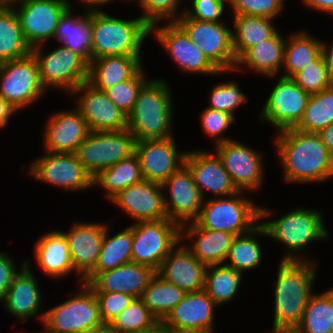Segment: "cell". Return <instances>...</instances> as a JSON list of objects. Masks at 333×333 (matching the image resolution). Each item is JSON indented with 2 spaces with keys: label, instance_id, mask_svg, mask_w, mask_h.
<instances>
[{
  "label": "cell",
  "instance_id": "cell-1",
  "mask_svg": "<svg viewBox=\"0 0 333 333\" xmlns=\"http://www.w3.org/2000/svg\"><path fill=\"white\" fill-rule=\"evenodd\" d=\"M274 141L286 183H324L333 177V155L317 133L290 128Z\"/></svg>",
  "mask_w": 333,
  "mask_h": 333
},
{
  "label": "cell",
  "instance_id": "cell-2",
  "mask_svg": "<svg viewBox=\"0 0 333 333\" xmlns=\"http://www.w3.org/2000/svg\"><path fill=\"white\" fill-rule=\"evenodd\" d=\"M317 265L313 261H281L278 264L270 333H293L299 326L308 299L314 292Z\"/></svg>",
  "mask_w": 333,
  "mask_h": 333
},
{
  "label": "cell",
  "instance_id": "cell-3",
  "mask_svg": "<svg viewBox=\"0 0 333 333\" xmlns=\"http://www.w3.org/2000/svg\"><path fill=\"white\" fill-rule=\"evenodd\" d=\"M167 80L149 79L139 91L135 105L127 116V129L136 141L174 136L173 95Z\"/></svg>",
  "mask_w": 333,
  "mask_h": 333
},
{
  "label": "cell",
  "instance_id": "cell-4",
  "mask_svg": "<svg viewBox=\"0 0 333 333\" xmlns=\"http://www.w3.org/2000/svg\"><path fill=\"white\" fill-rule=\"evenodd\" d=\"M150 26L139 16L119 19L102 11L91 12V59L104 56H142Z\"/></svg>",
  "mask_w": 333,
  "mask_h": 333
},
{
  "label": "cell",
  "instance_id": "cell-5",
  "mask_svg": "<svg viewBox=\"0 0 333 333\" xmlns=\"http://www.w3.org/2000/svg\"><path fill=\"white\" fill-rule=\"evenodd\" d=\"M323 216L317 209L298 207L278 219L261 222L260 225L265 229L267 237L286 246L287 251L281 261L316 262L306 253L303 254V251L311 242L327 240L329 232L325 228Z\"/></svg>",
  "mask_w": 333,
  "mask_h": 333
},
{
  "label": "cell",
  "instance_id": "cell-6",
  "mask_svg": "<svg viewBox=\"0 0 333 333\" xmlns=\"http://www.w3.org/2000/svg\"><path fill=\"white\" fill-rule=\"evenodd\" d=\"M245 192L227 197L205 199L198 217L193 221L198 227L226 231L235 236L251 232L260 222L273 214V211L256 205Z\"/></svg>",
  "mask_w": 333,
  "mask_h": 333
},
{
  "label": "cell",
  "instance_id": "cell-7",
  "mask_svg": "<svg viewBox=\"0 0 333 333\" xmlns=\"http://www.w3.org/2000/svg\"><path fill=\"white\" fill-rule=\"evenodd\" d=\"M77 293L45 311L43 327L46 333H86L104 327L95 293L84 283Z\"/></svg>",
  "mask_w": 333,
  "mask_h": 333
},
{
  "label": "cell",
  "instance_id": "cell-8",
  "mask_svg": "<svg viewBox=\"0 0 333 333\" xmlns=\"http://www.w3.org/2000/svg\"><path fill=\"white\" fill-rule=\"evenodd\" d=\"M31 53L36 59L39 79L46 91L57 88L70 95L88 79L89 63L63 45L48 53L40 45L32 48Z\"/></svg>",
  "mask_w": 333,
  "mask_h": 333
},
{
  "label": "cell",
  "instance_id": "cell-9",
  "mask_svg": "<svg viewBox=\"0 0 333 333\" xmlns=\"http://www.w3.org/2000/svg\"><path fill=\"white\" fill-rule=\"evenodd\" d=\"M132 262L157 271L181 240V226L168 218L132 224Z\"/></svg>",
  "mask_w": 333,
  "mask_h": 333
},
{
  "label": "cell",
  "instance_id": "cell-10",
  "mask_svg": "<svg viewBox=\"0 0 333 333\" xmlns=\"http://www.w3.org/2000/svg\"><path fill=\"white\" fill-rule=\"evenodd\" d=\"M176 23L219 72L234 71L237 60L232 45V28L223 21H199L185 14Z\"/></svg>",
  "mask_w": 333,
  "mask_h": 333
},
{
  "label": "cell",
  "instance_id": "cell-11",
  "mask_svg": "<svg viewBox=\"0 0 333 333\" xmlns=\"http://www.w3.org/2000/svg\"><path fill=\"white\" fill-rule=\"evenodd\" d=\"M136 139L128 129L123 131H91L75 154L86 171L95 177L101 170L135 153Z\"/></svg>",
  "mask_w": 333,
  "mask_h": 333
},
{
  "label": "cell",
  "instance_id": "cell-12",
  "mask_svg": "<svg viewBox=\"0 0 333 333\" xmlns=\"http://www.w3.org/2000/svg\"><path fill=\"white\" fill-rule=\"evenodd\" d=\"M44 93L32 53L0 63V96L17 111L36 103Z\"/></svg>",
  "mask_w": 333,
  "mask_h": 333
},
{
  "label": "cell",
  "instance_id": "cell-13",
  "mask_svg": "<svg viewBox=\"0 0 333 333\" xmlns=\"http://www.w3.org/2000/svg\"><path fill=\"white\" fill-rule=\"evenodd\" d=\"M278 78L259 113L258 120L267 121L280 132L298 126L310 94L292 78Z\"/></svg>",
  "mask_w": 333,
  "mask_h": 333
},
{
  "label": "cell",
  "instance_id": "cell-14",
  "mask_svg": "<svg viewBox=\"0 0 333 333\" xmlns=\"http://www.w3.org/2000/svg\"><path fill=\"white\" fill-rule=\"evenodd\" d=\"M28 172L34 180L57 186L61 190L80 191L93 187L92 176L75 153L45 151V155L30 164Z\"/></svg>",
  "mask_w": 333,
  "mask_h": 333
},
{
  "label": "cell",
  "instance_id": "cell-15",
  "mask_svg": "<svg viewBox=\"0 0 333 333\" xmlns=\"http://www.w3.org/2000/svg\"><path fill=\"white\" fill-rule=\"evenodd\" d=\"M71 0H22L13 7L27 44L32 48L52 40Z\"/></svg>",
  "mask_w": 333,
  "mask_h": 333
},
{
  "label": "cell",
  "instance_id": "cell-16",
  "mask_svg": "<svg viewBox=\"0 0 333 333\" xmlns=\"http://www.w3.org/2000/svg\"><path fill=\"white\" fill-rule=\"evenodd\" d=\"M214 152L221 159L238 191L255 192L262 188L265 159L259 150L231 138L215 145Z\"/></svg>",
  "mask_w": 333,
  "mask_h": 333
},
{
  "label": "cell",
  "instance_id": "cell-17",
  "mask_svg": "<svg viewBox=\"0 0 333 333\" xmlns=\"http://www.w3.org/2000/svg\"><path fill=\"white\" fill-rule=\"evenodd\" d=\"M152 34L181 71L205 74V76L223 74L209 62L200 48L176 22H165L162 26L154 24L150 26V35Z\"/></svg>",
  "mask_w": 333,
  "mask_h": 333
},
{
  "label": "cell",
  "instance_id": "cell-18",
  "mask_svg": "<svg viewBox=\"0 0 333 333\" xmlns=\"http://www.w3.org/2000/svg\"><path fill=\"white\" fill-rule=\"evenodd\" d=\"M77 96L76 108L87 122L90 131H123L127 129V115L107 96L87 81L79 85L71 94Z\"/></svg>",
  "mask_w": 333,
  "mask_h": 333
},
{
  "label": "cell",
  "instance_id": "cell-19",
  "mask_svg": "<svg viewBox=\"0 0 333 333\" xmlns=\"http://www.w3.org/2000/svg\"><path fill=\"white\" fill-rule=\"evenodd\" d=\"M161 185L163 191L167 189L169 192L167 199L164 194L167 218L180 226L193 222L199 215L204 199L194 182L189 167L183 164Z\"/></svg>",
  "mask_w": 333,
  "mask_h": 333
},
{
  "label": "cell",
  "instance_id": "cell-20",
  "mask_svg": "<svg viewBox=\"0 0 333 333\" xmlns=\"http://www.w3.org/2000/svg\"><path fill=\"white\" fill-rule=\"evenodd\" d=\"M135 154L145 180L162 184L183 164L187 151L179 152L173 136L136 141Z\"/></svg>",
  "mask_w": 333,
  "mask_h": 333
},
{
  "label": "cell",
  "instance_id": "cell-21",
  "mask_svg": "<svg viewBox=\"0 0 333 333\" xmlns=\"http://www.w3.org/2000/svg\"><path fill=\"white\" fill-rule=\"evenodd\" d=\"M218 305L204 291L186 292L183 299L160 322L168 331L213 333Z\"/></svg>",
  "mask_w": 333,
  "mask_h": 333
},
{
  "label": "cell",
  "instance_id": "cell-22",
  "mask_svg": "<svg viewBox=\"0 0 333 333\" xmlns=\"http://www.w3.org/2000/svg\"><path fill=\"white\" fill-rule=\"evenodd\" d=\"M160 183L144 180L131 185L110 200L135 221L166 219L164 194Z\"/></svg>",
  "mask_w": 333,
  "mask_h": 333
},
{
  "label": "cell",
  "instance_id": "cell-23",
  "mask_svg": "<svg viewBox=\"0 0 333 333\" xmlns=\"http://www.w3.org/2000/svg\"><path fill=\"white\" fill-rule=\"evenodd\" d=\"M185 164L191 170L194 182L204 200L206 199L204 192L212 193L216 196L215 198L227 197L239 192L214 151L187 150Z\"/></svg>",
  "mask_w": 333,
  "mask_h": 333
},
{
  "label": "cell",
  "instance_id": "cell-24",
  "mask_svg": "<svg viewBox=\"0 0 333 333\" xmlns=\"http://www.w3.org/2000/svg\"><path fill=\"white\" fill-rule=\"evenodd\" d=\"M106 225L100 222H76L66 233L71 261L79 283L95 268Z\"/></svg>",
  "mask_w": 333,
  "mask_h": 333
},
{
  "label": "cell",
  "instance_id": "cell-25",
  "mask_svg": "<svg viewBox=\"0 0 333 333\" xmlns=\"http://www.w3.org/2000/svg\"><path fill=\"white\" fill-rule=\"evenodd\" d=\"M155 274L146 265L129 262L99 274H88L83 283L93 292H121L140 298Z\"/></svg>",
  "mask_w": 333,
  "mask_h": 333
},
{
  "label": "cell",
  "instance_id": "cell-26",
  "mask_svg": "<svg viewBox=\"0 0 333 333\" xmlns=\"http://www.w3.org/2000/svg\"><path fill=\"white\" fill-rule=\"evenodd\" d=\"M25 261L26 265L15 276L0 302L12 317L19 318L22 323L37 316L40 322H43L45 311H42L43 296L40 285L29 264L30 259L27 258Z\"/></svg>",
  "mask_w": 333,
  "mask_h": 333
},
{
  "label": "cell",
  "instance_id": "cell-27",
  "mask_svg": "<svg viewBox=\"0 0 333 333\" xmlns=\"http://www.w3.org/2000/svg\"><path fill=\"white\" fill-rule=\"evenodd\" d=\"M48 118L44 125L43 143L45 151L51 153H75L91 132L76 108L53 112Z\"/></svg>",
  "mask_w": 333,
  "mask_h": 333
},
{
  "label": "cell",
  "instance_id": "cell-28",
  "mask_svg": "<svg viewBox=\"0 0 333 333\" xmlns=\"http://www.w3.org/2000/svg\"><path fill=\"white\" fill-rule=\"evenodd\" d=\"M181 243L182 240L168 253L156 274L185 292L204 290L207 266Z\"/></svg>",
  "mask_w": 333,
  "mask_h": 333
},
{
  "label": "cell",
  "instance_id": "cell-29",
  "mask_svg": "<svg viewBox=\"0 0 333 333\" xmlns=\"http://www.w3.org/2000/svg\"><path fill=\"white\" fill-rule=\"evenodd\" d=\"M235 237L226 231L198 227L194 222L181 226V240L192 239L191 245L185 244L186 247L207 267L226 262Z\"/></svg>",
  "mask_w": 333,
  "mask_h": 333
},
{
  "label": "cell",
  "instance_id": "cell-30",
  "mask_svg": "<svg viewBox=\"0 0 333 333\" xmlns=\"http://www.w3.org/2000/svg\"><path fill=\"white\" fill-rule=\"evenodd\" d=\"M285 39L278 30L271 38L249 48L237 59L234 71H244L246 67L245 70L262 76H278L284 64Z\"/></svg>",
  "mask_w": 333,
  "mask_h": 333
},
{
  "label": "cell",
  "instance_id": "cell-31",
  "mask_svg": "<svg viewBox=\"0 0 333 333\" xmlns=\"http://www.w3.org/2000/svg\"><path fill=\"white\" fill-rule=\"evenodd\" d=\"M34 247L36 264L45 275L60 280L75 272L67 239L61 231L47 232L39 237Z\"/></svg>",
  "mask_w": 333,
  "mask_h": 333
},
{
  "label": "cell",
  "instance_id": "cell-32",
  "mask_svg": "<svg viewBox=\"0 0 333 333\" xmlns=\"http://www.w3.org/2000/svg\"><path fill=\"white\" fill-rule=\"evenodd\" d=\"M142 56H104L91 59L88 79L95 88L106 89L133 78L142 68Z\"/></svg>",
  "mask_w": 333,
  "mask_h": 333
},
{
  "label": "cell",
  "instance_id": "cell-33",
  "mask_svg": "<svg viewBox=\"0 0 333 333\" xmlns=\"http://www.w3.org/2000/svg\"><path fill=\"white\" fill-rule=\"evenodd\" d=\"M71 6L61 16L53 39L59 44L81 55L88 63L91 61V12L83 15L73 13ZM74 14V15H73Z\"/></svg>",
  "mask_w": 333,
  "mask_h": 333
},
{
  "label": "cell",
  "instance_id": "cell-34",
  "mask_svg": "<svg viewBox=\"0 0 333 333\" xmlns=\"http://www.w3.org/2000/svg\"><path fill=\"white\" fill-rule=\"evenodd\" d=\"M232 45L236 60L249 48L271 38L278 29L267 17L232 14Z\"/></svg>",
  "mask_w": 333,
  "mask_h": 333
},
{
  "label": "cell",
  "instance_id": "cell-35",
  "mask_svg": "<svg viewBox=\"0 0 333 333\" xmlns=\"http://www.w3.org/2000/svg\"><path fill=\"white\" fill-rule=\"evenodd\" d=\"M138 156L120 160L107 169L101 170L93 177V186H100L106 191L107 200H111L125 188L144 181Z\"/></svg>",
  "mask_w": 333,
  "mask_h": 333
},
{
  "label": "cell",
  "instance_id": "cell-36",
  "mask_svg": "<svg viewBox=\"0 0 333 333\" xmlns=\"http://www.w3.org/2000/svg\"><path fill=\"white\" fill-rule=\"evenodd\" d=\"M307 32H295L286 38L282 68L285 73L281 76L292 78L322 52L323 42Z\"/></svg>",
  "mask_w": 333,
  "mask_h": 333
},
{
  "label": "cell",
  "instance_id": "cell-37",
  "mask_svg": "<svg viewBox=\"0 0 333 333\" xmlns=\"http://www.w3.org/2000/svg\"><path fill=\"white\" fill-rule=\"evenodd\" d=\"M110 231L106 225L98 261L89 274H99L132 262V225L111 237Z\"/></svg>",
  "mask_w": 333,
  "mask_h": 333
},
{
  "label": "cell",
  "instance_id": "cell-38",
  "mask_svg": "<svg viewBox=\"0 0 333 333\" xmlns=\"http://www.w3.org/2000/svg\"><path fill=\"white\" fill-rule=\"evenodd\" d=\"M333 330V288L312 293L302 320L293 333H330Z\"/></svg>",
  "mask_w": 333,
  "mask_h": 333
},
{
  "label": "cell",
  "instance_id": "cell-39",
  "mask_svg": "<svg viewBox=\"0 0 333 333\" xmlns=\"http://www.w3.org/2000/svg\"><path fill=\"white\" fill-rule=\"evenodd\" d=\"M13 7H0V63L31 53Z\"/></svg>",
  "mask_w": 333,
  "mask_h": 333
},
{
  "label": "cell",
  "instance_id": "cell-40",
  "mask_svg": "<svg viewBox=\"0 0 333 333\" xmlns=\"http://www.w3.org/2000/svg\"><path fill=\"white\" fill-rule=\"evenodd\" d=\"M265 236V229L259 224L251 232L236 236L230 247L228 257L224 263L226 266L243 273L260 266L262 261V249L256 236Z\"/></svg>",
  "mask_w": 333,
  "mask_h": 333
},
{
  "label": "cell",
  "instance_id": "cell-41",
  "mask_svg": "<svg viewBox=\"0 0 333 333\" xmlns=\"http://www.w3.org/2000/svg\"><path fill=\"white\" fill-rule=\"evenodd\" d=\"M185 291L155 274L140 297L149 311L161 322L183 299Z\"/></svg>",
  "mask_w": 333,
  "mask_h": 333
},
{
  "label": "cell",
  "instance_id": "cell-42",
  "mask_svg": "<svg viewBox=\"0 0 333 333\" xmlns=\"http://www.w3.org/2000/svg\"><path fill=\"white\" fill-rule=\"evenodd\" d=\"M242 277V273L225 264L208 266L204 291L218 306H222L235 298L239 292Z\"/></svg>",
  "mask_w": 333,
  "mask_h": 333
},
{
  "label": "cell",
  "instance_id": "cell-43",
  "mask_svg": "<svg viewBox=\"0 0 333 333\" xmlns=\"http://www.w3.org/2000/svg\"><path fill=\"white\" fill-rule=\"evenodd\" d=\"M333 123V86L310 94L297 130L318 133Z\"/></svg>",
  "mask_w": 333,
  "mask_h": 333
},
{
  "label": "cell",
  "instance_id": "cell-44",
  "mask_svg": "<svg viewBox=\"0 0 333 333\" xmlns=\"http://www.w3.org/2000/svg\"><path fill=\"white\" fill-rule=\"evenodd\" d=\"M159 323L142 299L134 298L107 327L110 333H142L152 330Z\"/></svg>",
  "mask_w": 333,
  "mask_h": 333
},
{
  "label": "cell",
  "instance_id": "cell-45",
  "mask_svg": "<svg viewBox=\"0 0 333 333\" xmlns=\"http://www.w3.org/2000/svg\"><path fill=\"white\" fill-rule=\"evenodd\" d=\"M142 68L133 78L120 82L105 90L108 98L127 116L134 108L139 91L149 80Z\"/></svg>",
  "mask_w": 333,
  "mask_h": 333
},
{
  "label": "cell",
  "instance_id": "cell-46",
  "mask_svg": "<svg viewBox=\"0 0 333 333\" xmlns=\"http://www.w3.org/2000/svg\"><path fill=\"white\" fill-rule=\"evenodd\" d=\"M292 79L309 94L332 87L322 52L311 61V64L306 65L296 73Z\"/></svg>",
  "mask_w": 333,
  "mask_h": 333
},
{
  "label": "cell",
  "instance_id": "cell-47",
  "mask_svg": "<svg viewBox=\"0 0 333 333\" xmlns=\"http://www.w3.org/2000/svg\"><path fill=\"white\" fill-rule=\"evenodd\" d=\"M209 92L210 104L207 107L231 114L234 118L236 114L234 112L240 107L239 105L247 104L249 100L233 80L214 85Z\"/></svg>",
  "mask_w": 333,
  "mask_h": 333
},
{
  "label": "cell",
  "instance_id": "cell-48",
  "mask_svg": "<svg viewBox=\"0 0 333 333\" xmlns=\"http://www.w3.org/2000/svg\"><path fill=\"white\" fill-rule=\"evenodd\" d=\"M184 1V0H182ZM181 0H137L143 15L140 17L149 25L160 24L159 22H176L184 13L187 6H183V10H179L182 3ZM181 2V3H180Z\"/></svg>",
  "mask_w": 333,
  "mask_h": 333
},
{
  "label": "cell",
  "instance_id": "cell-49",
  "mask_svg": "<svg viewBox=\"0 0 333 333\" xmlns=\"http://www.w3.org/2000/svg\"><path fill=\"white\" fill-rule=\"evenodd\" d=\"M200 115L202 132L204 131V135L208 138H213L216 141L215 145L231 140L230 137L225 136L224 132L229 130L231 124L237 125L236 118L226 112L208 107Z\"/></svg>",
  "mask_w": 333,
  "mask_h": 333
},
{
  "label": "cell",
  "instance_id": "cell-50",
  "mask_svg": "<svg viewBox=\"0 0 333 333\" xmlns=\"http://www.w3.org/2000/svg\"><path fill=\"white\" fill-rule=\"evenodd\" d=\"M286 0H232V14L277 18L285 7Z\"/></svg>",
  "mask_w": 333,
  "mask_h": 333
},
{
  "label": "cell",
  "instance_id": "cell-51",
  "mask_svg": "<svg viewBox=\"0 0 333 333\" xmlns=\"http://www.w3.org/2000/svg\"><path fill=\"white\" fill-rule=\"evenodd\" d=\"M99 302L100 317L107 326L134 299L133 296L121 292H94Z\"/></svg>",
  "mask_w": 333,
  "mask_h": 333
},
{
  "label": "cell",
  "instance_id": "cell-52",
  "mask_svg": "<svg viewBox=\"0 0 333 333\" xmlns=\"http://www.w3.org/2000/svg\"><path fill=\"white\" fill-rule=\"evenodd\" d=\"M191 9L185 8V15L189 18L199 21L221 22L225 10V1L223 0H191Z\"/></svg>",
  "mask_w": 333,
  "mask_h": 333
},
{
  "label": "cell",
  "instance_id": "cell-53",
  "mask_svg": "<svg viewBox=\"0 0 333 333\" xmlns=\"http://www.w3.org/2000/svg\"><path fill=\"white\" fill-rule=\"evenodd\" d=\"M7 254L0 252V300L6 295L15 276L20 272L19 270L26 265V261H24L20 269L16 268V263Z\"/></svg>",
  "mask_w": 333,
  "mask_h": 333
},
{
  "label": "cell",
  "instance_id": "cell-54",
  "mask_svg": "<svg viewBox=\"0 0 333 333\" xmlns=\"http://www.w3.org/2000/svg\"><path fill=\"white\" fill-rule=\"evenodd\" d=\"M301 3L310 9L333 15V0H302Z\"/></svg>",
  "mask_w": 333,
  "mask_h": 333
},
{
  "label": "cell",
  "instance_id": "cell-55",
  "mask_svg": "<svg viewBox=\"0 0 333 333\" xmlns=\"http://www.w3.org/2000/svg\"><path fill=\"white\" fill-rule=\"evenodd\" d=\"M15 113L17 110L0 96V129L8 125L11 115Z\"/></svg>",
  "mask_w": 333,
  "mask_h": 333
},
{
  "label": "cell",
  "instance_id": "cell-56",
  "mask_svg": "<svg viewBox=\"0 0 333 333\" xmlns=\"http://www.w3.org/2000/svg\"><path fill=\"white\" fill-rule=\"evenodd\" d=\"M322 53L326 61L329 79L333 86V42H331V44L328 45L323 41Z\"/></svg>",
  "mask_w": 333,
  "mask_h": 333
},
{
  "label": "cell",
  "instance_id": "cell-57",
  "mask_svg": "<svg viewBox=\"0 0 333 333\" xmlns=\"http://www.w3.org/2000/svg\"><path fill=\"white\" fill-rule=\"evenodd\" d=\"M317 134L320 136L322 142L333 155V123H331L326 128L321 129Z\"/></svg>",
  "mask_w": 333,
  "mask_h": 333
},
{
  "label": "cell",
  "instance_id": "cell-58",
  "mask_svg": "<svg viewBox=\"0 0 333 333\" xmlns=\"http://www.w3.org/2000/svg\"><path fill=\"white\" fill-rule=\"evenodd\" d=\"M81 1V4H83V7L85 5V11L92 12V11H102L101 6H105L108 3H113V1L116 0H79ZM88 6V7H87Z\"/></svg>",
  "mask_w": 333,
  "mask_h": 333
},
{
  "label": "cell",
  "instance_id": "cell-59",
  "mask_svg": "<svg viewBox=\"0 0 333 333\" xmlns=\"http://www.w3.org/2000/svg\"><path fill=\"white\" fill-rule=\"evenodd\" d=\"M142 333H169V331L161 323H159L152 330L142 332Z\"/></svg>",
  "mask_w": 333,
  "mask_h": 333
},
{
  "label": "cell",
  "instance_id": "cell-60",
  "mask_svg": "<svg viewBox=\"0 0 333 333\" xmlns=\"http://www.w3.org/2000/svg\"><path fill=\"white\" fill-rule=\"evenodd\" d=\"M22 0H0V7H12Z\"/></svg>",
  "mask_w": 333,
  "mask_h": 333
},
{
  "label": "cell",
  "instance_id": "cell-61",
  "mask_svg": "<svg viewBox=\"0 0 333 333\" xmlns=\"http://www.w3.org/2000/svg\"><path fill=\"white\" fill-rule=\"evenodd\" d=\"M86 333H110V331H109L107 326H104L100 329L89 331V332H86Z\"/></svg>",
  "mask_w": 333,
  "mask_h": 333
},
{
  "label": "cell",
  "instance_id": "cell-62",
  "mask_svg": "<svg viewBox=\"0 0 333 333\" xmlns=\"http://www.w3.org/2000/svg\"><path fill=\"white\" fill-rule=\"evenodd\" d=\"M169 333H208V332H200V331H169Z\"/></svg>",
  "mask_w": 333,
  "mask_h": 333
},
{
  "label": "cell",
  "instance_id": "cell-63",
  "mask_svg": "<svg viewBox=\"0 0 333 333\" xmlns=\"http://www.w3.org/2000/svg\"><path fill=\"white\" fill-rule=\"evenodd\" d=\"M223 1L227 2L228 5L232 2V0H223Z\"/></svg>",
  "mask_w": 333,
  "mask_h": 333
},
{
  "label": "cell",
  "instance_id": "cell-64",
  "mask_svg": "<svg viewBox=\"0 0 333 333\" xmlns=\"http://www.w3.org/2000/svg\"><path fill=\"white\" fill-rule=\"evenodd\" d=\"M120 1H121V0H120ZM124 1L129 2V1H132V0H124ZM134 1H137V0H133V2H134Z\"/></svg>",
  "mask_w": 333,
  "mask_h": 333
}]
</instances>
